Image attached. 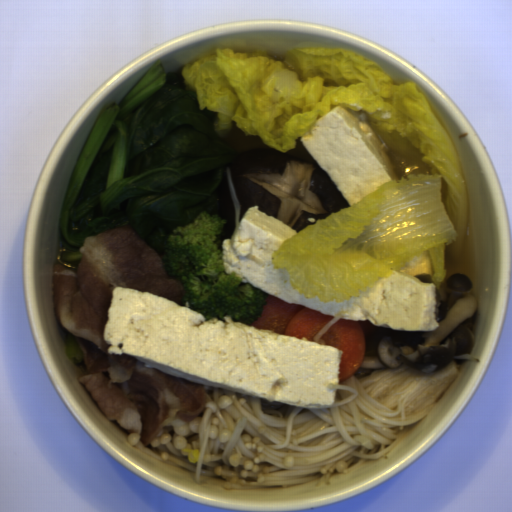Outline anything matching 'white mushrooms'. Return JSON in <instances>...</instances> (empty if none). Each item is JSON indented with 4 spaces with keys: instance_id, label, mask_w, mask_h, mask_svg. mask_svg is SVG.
<instances>
[{
    "instance_id": "1",
    "label": "white mushrooms",
    "mask_w": 512,
    "mask_h": 512,
    "mask_svg": "<svg viewBox=\"0 0 512 512\" xmlns=\"http://www.w3.org/2000/svg\"><path fill=\"white\" fill-rule=\"evenodd\" d=\"M472 280L460 273L444 278L435 290L436 330H396L367 320H356L364 336V355L355 377L402 364L424 373L438 372L452 360L480 362L471 355L477 300L470 294Z\"/></svg>"
}]
</instances>
